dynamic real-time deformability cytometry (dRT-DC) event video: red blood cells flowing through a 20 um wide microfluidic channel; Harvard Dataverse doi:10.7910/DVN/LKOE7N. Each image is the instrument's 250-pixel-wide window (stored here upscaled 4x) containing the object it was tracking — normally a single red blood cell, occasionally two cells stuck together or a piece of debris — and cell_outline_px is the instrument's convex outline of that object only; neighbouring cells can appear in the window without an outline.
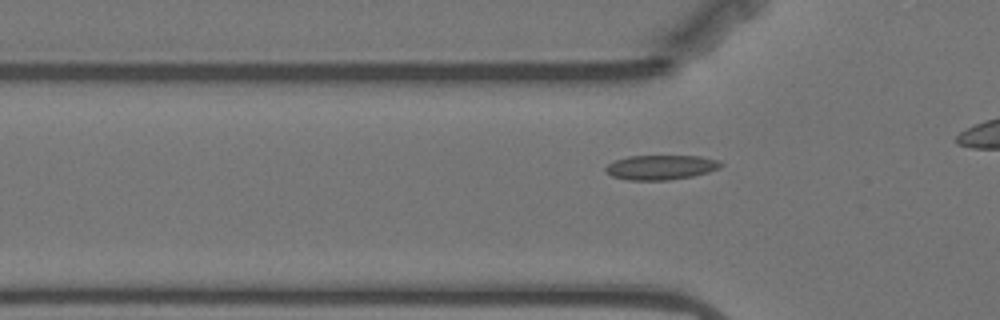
{"species": "Egyptian fruit bat (a non-hibernating species)", "species_latin": "Rousettus aegyptiacus", "temperature_condition": "warm", "stored_images_in_passage": 38, "camera_frame_rate_fps": 3000, "um_per_image_px": 0.085, "animal": {"sex": "female"}, "frame": {"image": 1, "passage_image": 9, "time_ms": 2.667, "image_size_px": [1000, 320], "cell_outline_px": [[724, 164], [720, 168], [708, 172], [692, 176], [668, 180], [628, 180], [612, 176], [604, 168], [608, 164], [616, 160], [628, 156], [700, 156], [720, 160]], "centroid_in_image_um": [56.21, 14.22], "position_along_channel_um": 69.6, "area_um2": 16.53}}
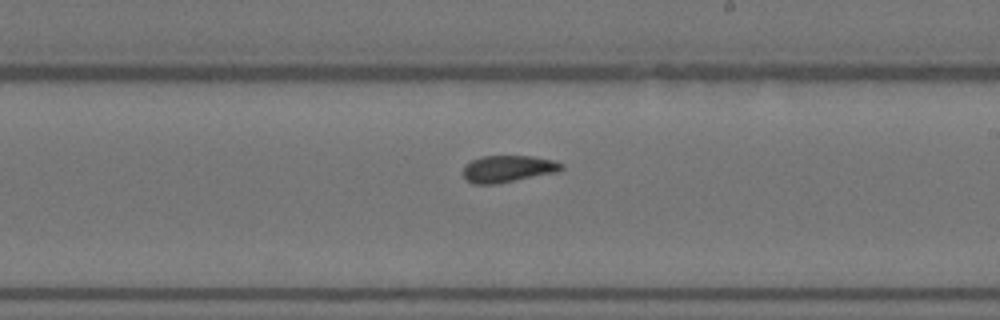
{"frame": {"image": 2, "passage_image": 24, "time_ms": 7.667, "image_size_px": [1000, 320], "cell_outline_px": [[564, 168], [560, 172], [496, 184], [472, 184], [464, 176], [464, 164], [472, 160], [484, 156], [532, 156], [552, 160], [564, 164]], "centroid_in_image_um": [43.22, 14.35], "position_along_channel_um": 245.8, "area_um2": 15.49}}
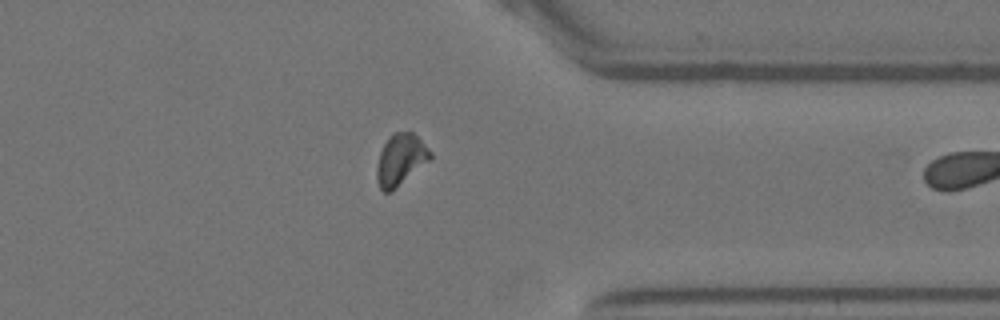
{"frame": {"image": 3, "passage_image": 36, "time_ms": 11.667, "image_size_px": [1000, 320], "cell_outline_px": [[432, 156], [428, 160], [392, 192], [384, 192], [380, 188], [376, 176], [376, 168], [380, 152], [388, 136], [396, 132], [412, 132], [432, 152]], "centroid_in_image_um": [34.01, 13.57], "position_along_channel_um": 377.4, "area_um2": 15.72}}